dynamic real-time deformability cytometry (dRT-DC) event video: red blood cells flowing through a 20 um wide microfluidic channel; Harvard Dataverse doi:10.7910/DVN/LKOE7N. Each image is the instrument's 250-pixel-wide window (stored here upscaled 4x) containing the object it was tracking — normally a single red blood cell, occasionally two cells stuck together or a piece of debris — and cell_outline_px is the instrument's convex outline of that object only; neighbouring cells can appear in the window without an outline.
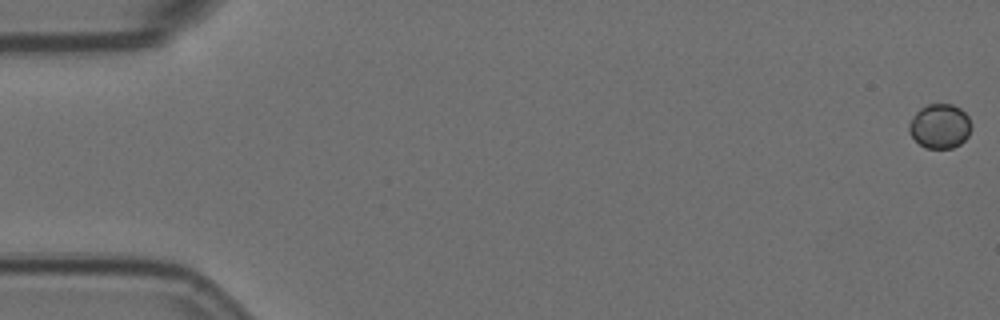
{"species": "Egyptian fruit bat (a non-hibernating species)", "species_latin": "Rousettus aegyptiacus", "temperature_condition": "room temperature", "stored_images_in_passage": 5, "camera_frame_rate_fps": 3000, "um_per_image_px": 0.085, "animal": {"sex": "female"}, "frame": {"image": 1, "passage_image": 1, "time_ms": 0.0, "image_size_px": [1000, 320], "cell_outline_px": [[972, 128], [968, 136], [960, 144], [952, 148], [924, 148], [912, 136], [908, 128], [908, 124], [912, 116], [920, 108], [928, 104], [952, 104], [960, 108], [968, 116], [972, 124]], "centroid_in_image_um": [79.9, 10.72], "position_along_channel_um": 5.1, "area_um2": 16.24}}
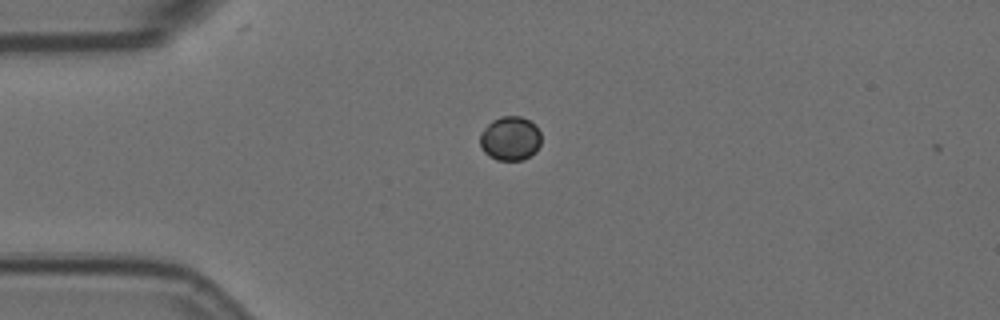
{"frame": {"image": 2, "passage_image": 5, "time_ms": 1.333, "image_size_px": [1000, 320], "cell_outline_px": [[540, 144], [536, 152], [524, 160], [496, 160], [488, 156], [484, 152], [480, 144], [480, 132], [492, 120], [500, 116], [520, 116], [536, 124], [540, 132]], "centroid_in_image_um": [43.37, 11.77], "position_along_channel_um": 41.6, "area_um2": 15.95}}